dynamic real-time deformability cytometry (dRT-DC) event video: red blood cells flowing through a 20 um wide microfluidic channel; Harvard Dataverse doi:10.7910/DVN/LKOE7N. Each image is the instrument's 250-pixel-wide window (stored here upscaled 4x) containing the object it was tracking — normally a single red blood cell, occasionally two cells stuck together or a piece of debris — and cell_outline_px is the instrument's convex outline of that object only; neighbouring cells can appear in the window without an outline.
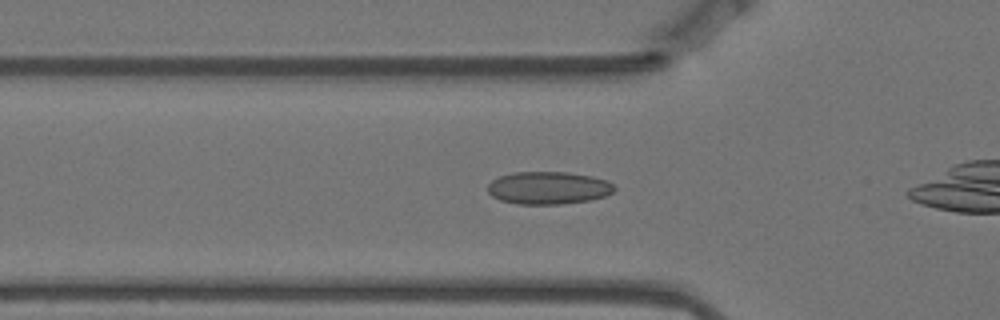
{"species": "Egyptian fruit bat (a non-hibernating species)", "species_latin": "Rousettus aegyptiacus", "temperature_condition": "warm", "stored_images_in_passage": 14, "camera_frame_rate_fps": 3000, "um_per_image_px": 0.085, "animal": {"sex": "female"}, "frame": {"image": 1, "passage_image": 8, "time_ms": 2.333, "image_size_px": [1000, 320], "cell_outline_px": [[616, 188], [612, 192], [604, 196], [588, 200], [560, 204], [516, 204], [500, 200], [492, 196], [488, 192], [488, 184], [492, 180], [500, 176], [512, 172], [568, 172], [592, 176], [608, 180]], "centroid_in_image_um": [46.59, 15.96], "position_along_channel_um": 79.2, "area_um2": 24.1}}
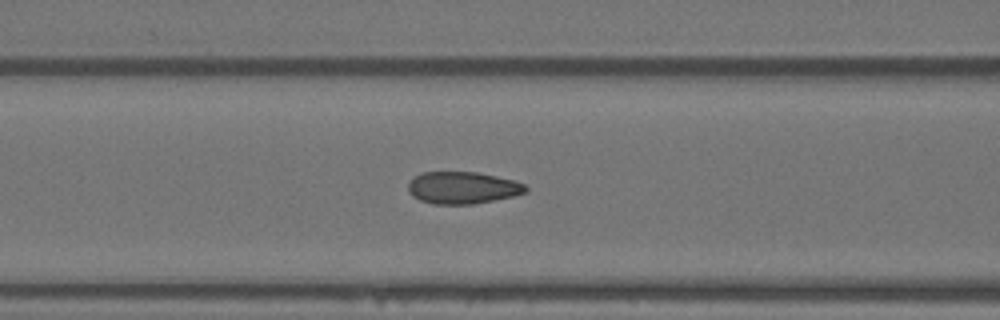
{"frame": {"image": 2, "passage_image": 12, "time_ms": 3.667, "image_size_px": [1000, 320], "cell_outline_px": [[528, 192], [512, 196], [472, 204], [432, 204], [420, 200], [412, 196], [408, 192], [408, 180], [412, 176], [420, 172], [476, 172], [516, 180], [524, 184], [528, 188]], "centroid_in_image_um": [39.28, 15.95], "position_along_channel_um": 127.3, "area_um2": 22.2}}